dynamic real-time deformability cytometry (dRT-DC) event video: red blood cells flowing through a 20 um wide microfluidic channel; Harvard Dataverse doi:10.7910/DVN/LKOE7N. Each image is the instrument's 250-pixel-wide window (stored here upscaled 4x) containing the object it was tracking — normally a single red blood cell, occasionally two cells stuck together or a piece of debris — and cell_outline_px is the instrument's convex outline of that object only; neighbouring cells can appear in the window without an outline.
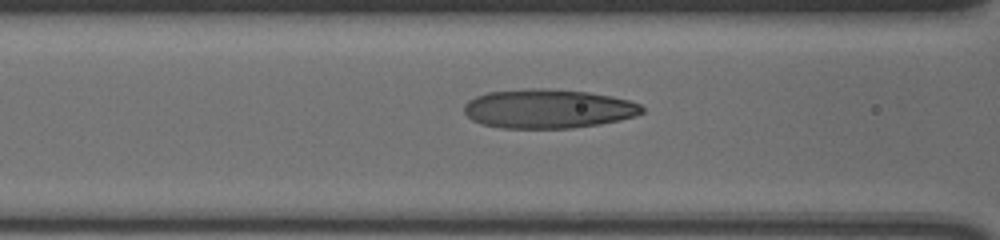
{"species": "human", "species_latin": "Homo sapiens", "temperature_condition": "cold", "stored_images_in_passage": 18, "camera_frame_rate_fps": 3000, "um_per_image_px": 0.085, "donor": {"sex": "male"}, "frame": {"image": 1, "passage_image": 9, "time_ms": 2.667, "image_size_px": [1000, 240], "cell_outline_px": [[644, 112], [636, 116], [620, 120], [600, 124], [572, 128], [500, 128], [480, 124], [472, 120], [464, 112], [464, 104], [468, 100], [476, 96], [488, 92], [528, 88], [540, 88], [588, 92], [612, 96], [628, 100], [640, 104], [644, 108]], "centroid_in_image_um": [46.58, 9.25], "position_along_channel_um": 120.0, "area_um2": 40.75}}
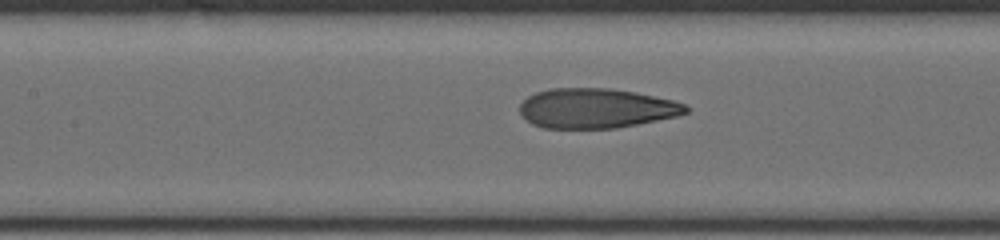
{"frame": {"image": 2, "passage_image": 12, "time_ms": 3.667, "image_size_px": [1000, 240], "cell_outline_px": [[688, 112], [676, 116], [616, 128], [544, 128], [532, 124], [520, 116], [520, 104], [528, 96], [536, 92], [552, 88], [608, 88], [636, 92], [672, 100], [684, 104], [688, 108]], "centroid_in_image_um": [50.63, 9.2], "position_along_channel_um": 156.8, "area_um2": 38.38}}
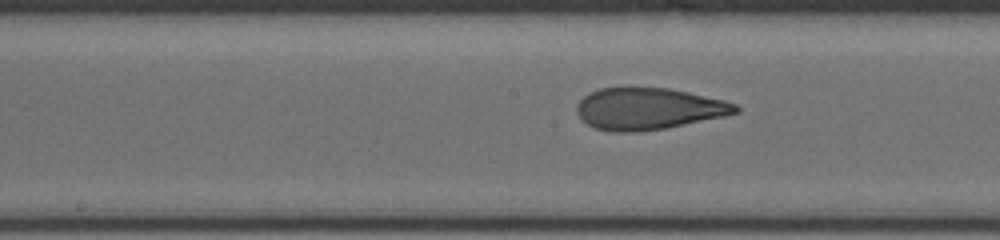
{"frame": {"image": 3, "passage_image": 15, "time_ms": 4.667, "image_size_px": [1000, 240], "cell_outline_px": [[740, 112], [724, 116], [668, 128], [636, 132], [612, 132], [596, 128], [588, 124], [576, 112], [576, 104], [588, 92], [600, 88], [668, 88], [688, 92], [724, 100], [736, 104], [740, 108]], "centroid_in_image_um": [55.13, 9.25], "position_along_channel_um": 193.1, "area_um2": 38.61}}